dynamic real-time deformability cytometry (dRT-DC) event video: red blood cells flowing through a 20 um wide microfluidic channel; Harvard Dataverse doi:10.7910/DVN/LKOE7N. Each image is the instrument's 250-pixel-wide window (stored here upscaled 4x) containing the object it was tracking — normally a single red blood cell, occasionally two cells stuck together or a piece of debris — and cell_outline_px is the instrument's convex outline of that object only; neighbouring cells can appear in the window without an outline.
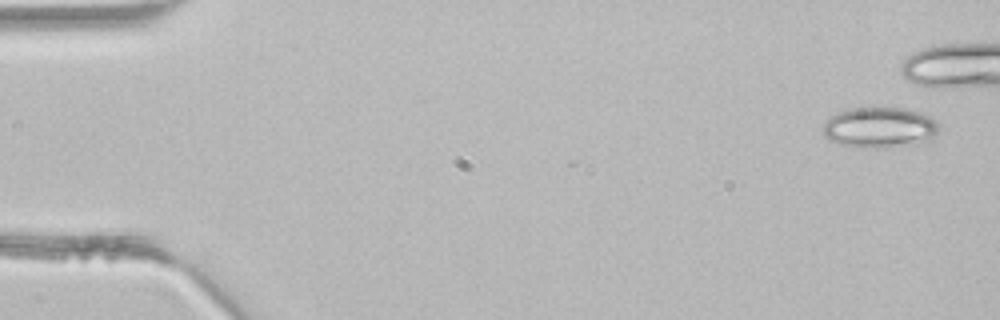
{"species": "common noctule bat (a hibernating species)", "species_latin": "Nyctalus noctula", "temperature_condition": "room temperature", "stored_images_in_passage": 5, "camera_frame_rate_fps": 3000, "um_per_image_px": 0.085, "animal": {"sex": "male", "body_mass_g": 21.5, "forearm_length_mm": 52.0}, "frame": {"image": 1, "passage_image": 1, "time_ms": 0.0, "image_size_px": [1000, 320], "cell_outline_px": [[940, 124], [932, 140], [876, 148], [864, 148], [836, 144], [828, 140], [824, 136], [820, 128], [824, 120], [836, 112], [852, 108], [904, 108], [920, 112], [936, 120]], "centroid_in_image_um": [74.68, 10.83], "position_along_channel_um": 10.3, "area_um2": 27.69}}